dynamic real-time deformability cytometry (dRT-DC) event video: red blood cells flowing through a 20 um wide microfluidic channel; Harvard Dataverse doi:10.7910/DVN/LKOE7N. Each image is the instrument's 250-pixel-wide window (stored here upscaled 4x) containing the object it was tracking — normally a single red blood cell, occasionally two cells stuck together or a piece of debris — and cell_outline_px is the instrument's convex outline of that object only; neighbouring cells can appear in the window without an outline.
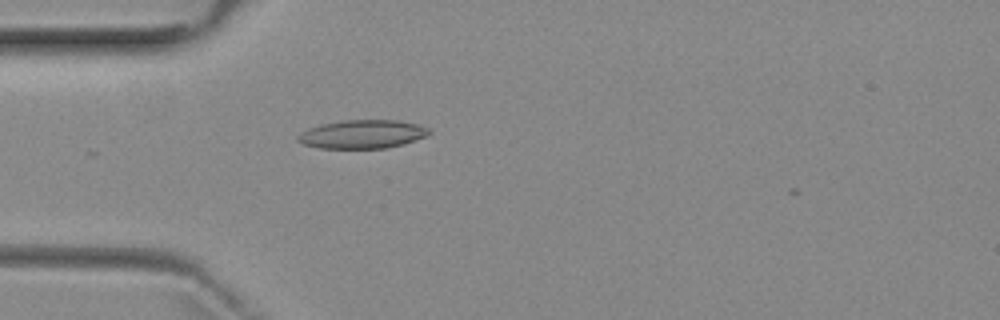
{"species": "common noctule bat (a hibernating species)", "species_latin": "Nyctalus noctula", "temperature_condition": "room temperature", "stored_images_in_passage": 5, "camera_frame_rate_fps": 3000, "um_per_image_px": 0.085, "animal": {"sex": "female", "body_mass_g": 29.2, "forearm_length_mm": 56.3}, "frame": {"image": 1, "passage_image": 5, "time_ms": 4.667, "image_size_px": [1000, 320], "cell_outline_px": [[432, 132], [424, 136], [404, 144], [384, 148], [320, 148], [304, 144], [296, 140], [296, 136], [300, 132], [308, 128], [320, 124], [344, 120], [400, 120], [416, 124], [428, 128]], "centroid_in_image_um": [30.76, 11.4], "position_along_channel_um": 54.2, "area_um2": 21.79}}